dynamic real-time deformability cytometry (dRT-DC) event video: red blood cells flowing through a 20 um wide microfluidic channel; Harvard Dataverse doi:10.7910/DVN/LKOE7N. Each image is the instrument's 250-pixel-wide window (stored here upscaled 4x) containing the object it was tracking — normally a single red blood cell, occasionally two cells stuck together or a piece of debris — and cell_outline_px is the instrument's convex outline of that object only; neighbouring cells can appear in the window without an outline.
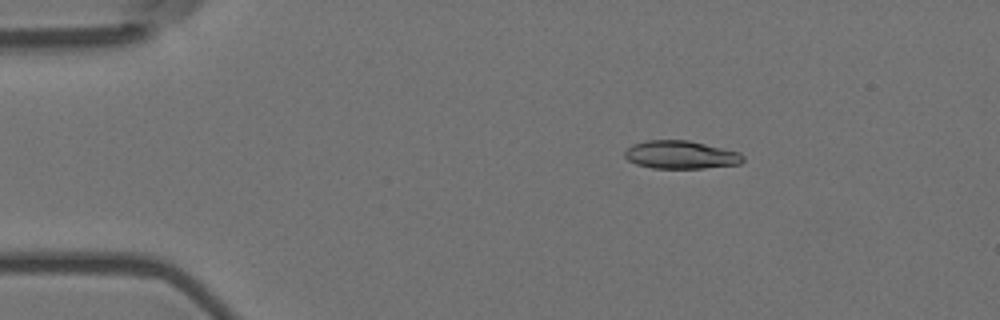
{"species": "Egyptian fruit bat (a non-hibernating species)", "species_latin": "Rousettus aegyptiacus", "temperature_condition": "room temperature", "stored_images_in_passage": 4, "camera_frame_rate_fps": 3000, "um_per_image_px": 0.085, "animal": {"sex": "female"}, "frame": {"image": 1, "passage_image": 2, "time_ms": 0.333, "image_size_px": [1000, 320], "cell_outline_px": [[744, 160], [740, 164], [704, 168], [652, 168], [636, 164], [628, 160], [624, 156], [624, 152], [632, 144], [644, 140], [688, 140], [740, 152], [744, 156]], "centroid_in_image_um": [57.86, 13.15], "position_along_channel_um": 27.1, "area_um2": 19.42}}